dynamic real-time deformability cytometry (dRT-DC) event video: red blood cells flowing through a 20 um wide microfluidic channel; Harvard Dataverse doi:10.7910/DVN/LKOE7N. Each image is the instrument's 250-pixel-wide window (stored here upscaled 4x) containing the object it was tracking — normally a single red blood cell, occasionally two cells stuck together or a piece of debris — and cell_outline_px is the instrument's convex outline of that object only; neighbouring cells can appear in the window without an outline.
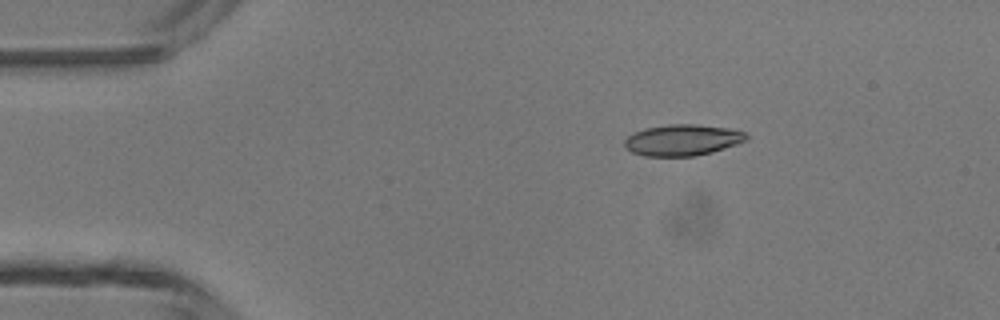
{"species": "common noctule bat (a hibernating species)", "species_latin": "Nyctalus noctula", "temperature_condition": "room temperature", "stored_images_in_passage": 40, "camera_frame_rate_fps": 3000, "um_per_image_px": 0.085, "animal": {"sex": "male", "body_mass_g": 13.3}, "frame": {"image": 1, "passage_image": 1, "time_ms": 0.0, "image_size_px": [1000, 320], "cell_outline_px": [[748, 140], [712, 152], [696, 156], [644, 156], [632, 152], [624, 144], [624, 140], [628, 136], [644, 128], [668, 124], [696, 124], [724, 128], [744, 132], [748, 136]], "centroid_in_image_um": [58.0, 11.91], "position_along_channel_um": 27.0, "area_um2": 21.96}}
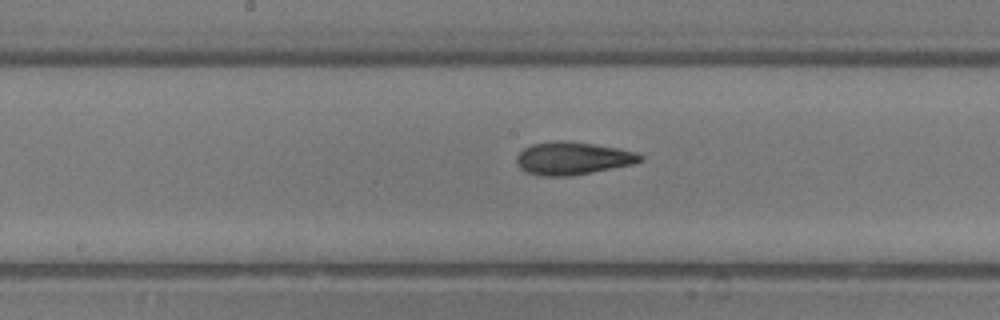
{"frame": {"image": 2, "passage_image": 17, "time_ms": 5.333, "image_size_px": [1000, 320], "cell_outline_px": [[644, 160], [632, 164], [572, 176], [540, 176], [528, 172], [520, 168], [516, 164], [516, 156], [524, 148], [532, 144], [552, 140], [564, 140], [620, 148], [636, 152], [644, 156]], "centroid_in_image_um": [48.67, 13.45], "position_along_channel_um": 199.5, "area_um2": 23.76}}
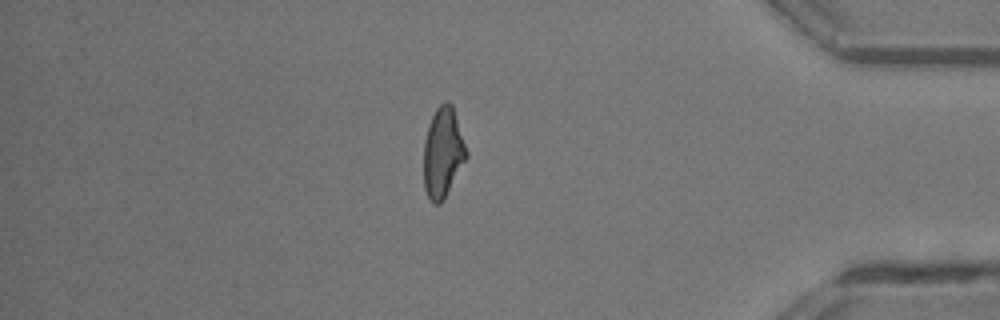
{"frame": {"image": 3, "passage_image": 33, "time_ms": 10.667, "image_size_px": [1000, 320], "cell_outline_px": [[468, 156], [444, 200], [440, 204], [436, 204], [428, 196], [424, 188], [424, 140], [428, 124], [436, 108], [444, 100], [448, 100], [452, 104], [468, 152]], "centroid_in_image_um": [37.65, 12.95], "position_along_channel_um": 397.5, "area_um2": 22.54}, "authors_computed_cell_mechanics": {"area_um2": 22.5709, "velocity_mm_per_s": 4.3977, "shape_relaxation_time_tau1_ms": 4.7793, "shape_relaxation_time_tau2_ms": 1.9748, "deformation_change_tau1": 0.1839, "deformation_change_tau2": 0.0889}}